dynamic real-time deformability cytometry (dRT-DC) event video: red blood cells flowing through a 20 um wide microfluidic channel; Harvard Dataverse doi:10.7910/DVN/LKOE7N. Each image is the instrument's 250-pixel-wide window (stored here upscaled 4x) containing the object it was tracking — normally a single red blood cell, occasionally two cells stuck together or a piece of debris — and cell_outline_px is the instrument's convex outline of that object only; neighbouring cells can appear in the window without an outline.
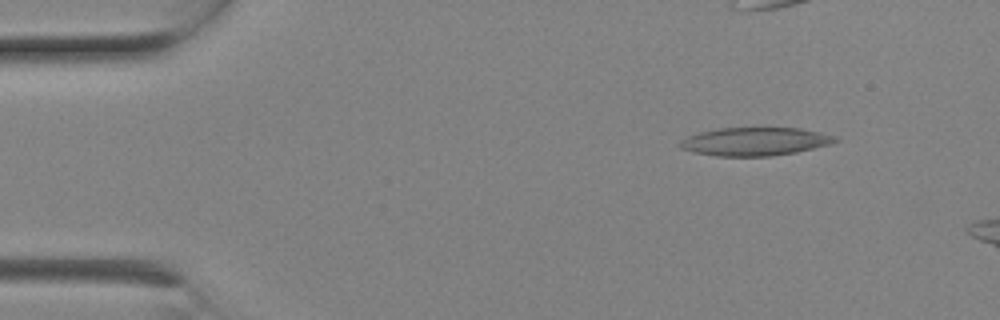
{"species": "Egyptian fruit bat (a non-hibernating species)", "species_latin": "Rousettus aegyptiacus", "temperature_condition": "room temperature", "stored_images_in_passage": 4, "camera_frame_rate_fps": 3000, "um_per_image_px": 0.085, "animal": {"sex": "female"}, "frame": {"image": 1, "passage_image": 1, "time_ms": 0.0, "image_size_px": [1000, 320], "cell_outline_px": [[840, 140], [828, 144], [796, 152], [772, 156], [716, 156], [692, 152], [680, 148], [676, 144], [680, 140], [688, 136], [700, 132], [716, 128], [756, 124], [764, 124], [800, 128], [820, 132], [836, 136]], "centroid_in_image_um": [64.14, 11.96], "position_along_channel_um": 20.9, "area_um2": 26.93}}